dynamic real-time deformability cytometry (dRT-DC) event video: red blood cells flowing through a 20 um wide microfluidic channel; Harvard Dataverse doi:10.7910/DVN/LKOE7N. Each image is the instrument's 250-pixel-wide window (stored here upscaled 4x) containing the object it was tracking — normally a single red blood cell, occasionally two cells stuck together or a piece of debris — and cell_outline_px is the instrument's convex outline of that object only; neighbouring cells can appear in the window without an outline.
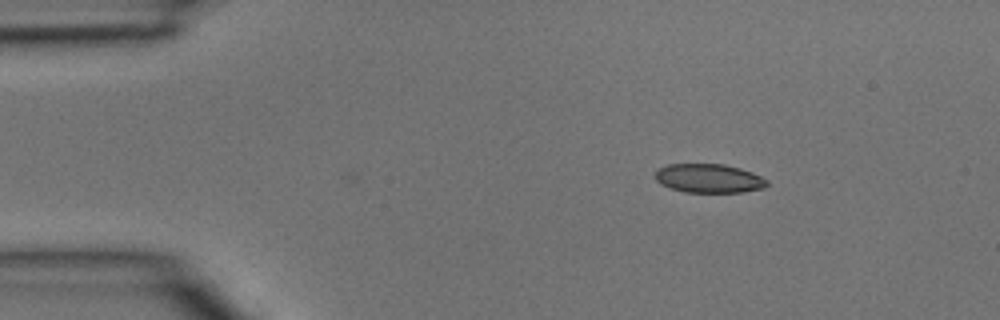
{"species": "common noctule bat (a hibernating species)", "species_latin": "Nyctalus noctula", "temperature_condition": "room temperature", "stored_images_in_passage": 5, "camera_frame_rate_fps": 3000, "um_per_image_px": 0.085, "animal": {"sex": "male", "body_mass_g": 15.6}, "frame": {"image": 1, "passage_image": 1, "time_ms": 0.0, "image_size_px": [1000, 320], "cell_outline_px": [[768, 184], [764, 188], [744, 192], [684, 192], [660, 184], [656, 180], [656, 172], [660, 168], [668, 164], [724, 164], [740, 168], [752, 172], [768, 180]], "centroid_in_image_um": [60.28, 15.16], "position_along_channel_um": 24.7, "area_um2": 18.79}}
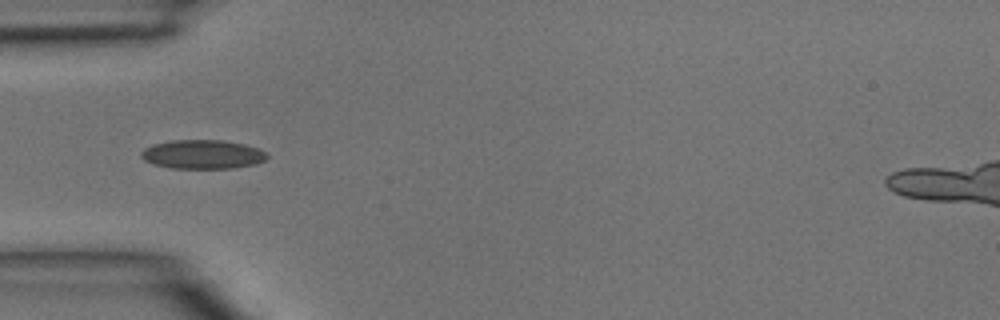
{"frame": {"image": 2, "passage_image": 3, "time_ms": 0.667, "image_size_px": [1000, 320], "cell_outline_px": [[268, 156], [264, 160], [256, 164], [232, 168], [172, 168], [156, 164], [144, 160], [140, 156], [140, 152], [144, 148], [152, 144], [172, 140], [220, 140], [244, 144], [268, 152]], "centroid_in_image_um": [17.21, 13.11], "position_along_channel_um": 67.8, "area_um2": 21.21}}